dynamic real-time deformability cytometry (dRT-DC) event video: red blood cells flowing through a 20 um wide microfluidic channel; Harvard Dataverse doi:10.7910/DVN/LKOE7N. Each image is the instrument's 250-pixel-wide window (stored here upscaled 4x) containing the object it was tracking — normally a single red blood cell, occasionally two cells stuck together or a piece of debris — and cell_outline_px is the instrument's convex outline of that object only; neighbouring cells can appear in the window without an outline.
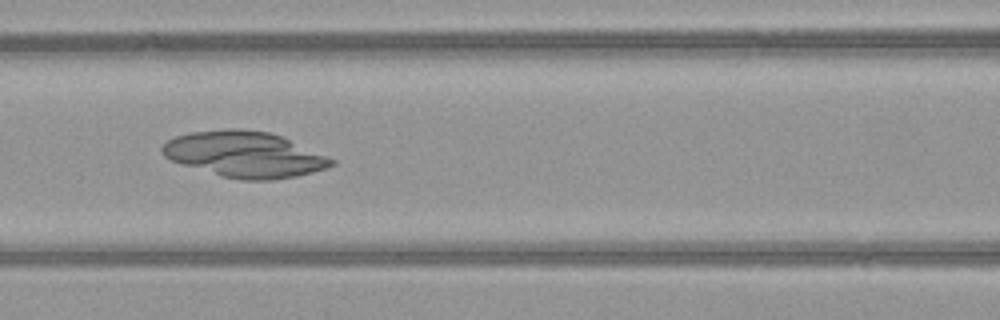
{"species": "common noctule bat (a hibernating species)", "species_latin": "Nyctalus noctula", "temperature_condition": "warm", "stored_images_in_passage": 49, "camera_frame_rate_fps": 3000, "um_per_image_px": 0.085, "animal": {"sex": "female", "body_mass_g": 21.9}, "frame": {"image": 1, "passage_image": 21, "time_ms": 6.667, "image_size_px": [1000, 320], "cell_outline_px": [[336, 164], [328, 168], [296, 176], [272, 180], [240, 180], [220, 176], [172, 160], [164, 156], [160, 152], [160, 148], [168, 140], [176, 136], [192, 132], [228, 128], [236, 128], [268, 132], [280, 136], [336, 160]], "centroid_in_image_um": [20.79, 13.13], "position_along_channel_um": 145.8, "area_um2": 44.85}}
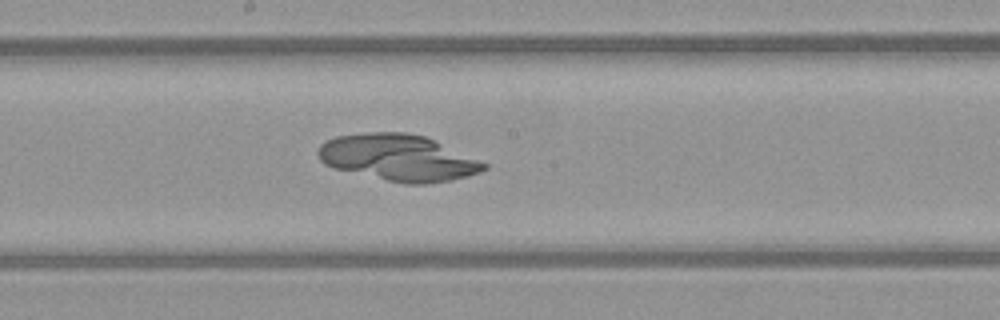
{"frame": {"image": 2, "passage_image": 26, "time_ms": 8.333, "image_size_px": [1000, 320], "cell_outline_px": [[488, 168], [480, 172], [468, 176], [452, 180], [428, 184], [404, 184], [332, 168], [324, 164], [320, 160], [316, 152], [320, 144], [324, 140], [336, 136], [368, 132], [408, 132], [424, 136], [488, 164]], "centroid_in_image_um": [33.8, 13.41], "position_along_channel_um": 214.4, "area_um2": 44.97}}
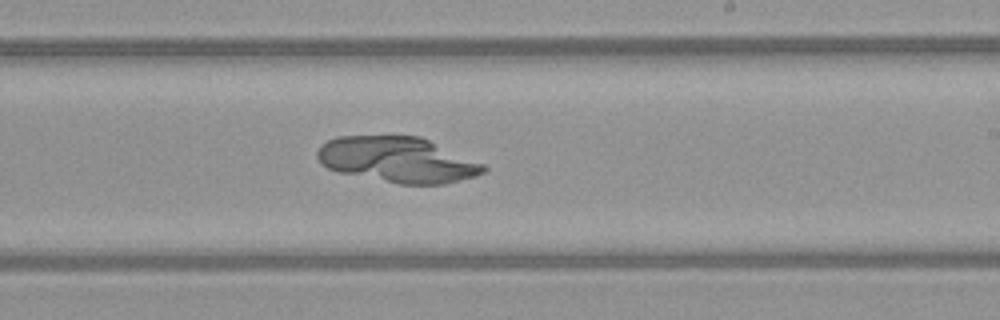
{"frame": {"image": 3, "passage_image": 29, "time_ms": 9.333, "image_size_px": [1000, 320], "cell_outline_px": [[488, 168], [484, 172], [476, 176], [444, 184], [400, 184], [340, 172], [328, 168], [320, 164], [316, 156], [316, 152], [320, 144], [336, 136], [420, 136], [484, 164]], "centroid_in_image_um": [33.77, 13.57], "position_along_channel_um": 255.2, "area_um2": 44.04}}